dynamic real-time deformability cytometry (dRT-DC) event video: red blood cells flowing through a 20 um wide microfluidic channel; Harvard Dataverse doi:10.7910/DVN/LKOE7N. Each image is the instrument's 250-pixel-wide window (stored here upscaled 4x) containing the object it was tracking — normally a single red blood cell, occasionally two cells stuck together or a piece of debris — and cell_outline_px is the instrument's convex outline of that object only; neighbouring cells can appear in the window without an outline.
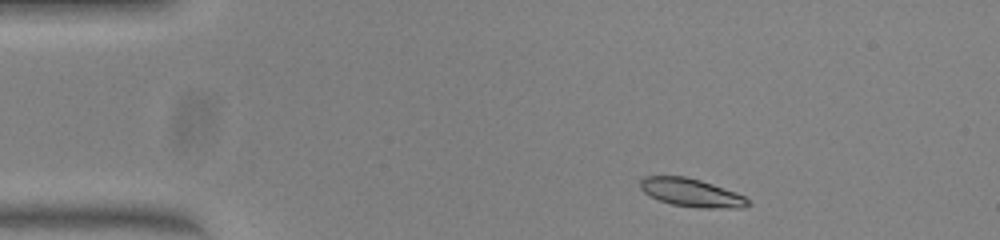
{"species": "common noctule bat (a hibernating species)", "species_latin": "Nyctalus noctula", "temperature_condition": "warm", "stored_images_in_passage": 46, "camera_frame_rate_fps": 3000, "um_per_image_px": 0.085, "animal": {"sex": "female", "body_mass_g": 23.0, "forearm_length_mm": 53.4}, "frame": {"image": 1, "passage_image": 3, "time_ms": 0.667, "image_size_px": [1000, 240], "cell_outline_px": [[752, 204], [740, 208], [704, 208], [672, 204], [648, 196], [640, 188], [640, 180], [644, 176], [684, 176], [700, 180], [736, 192], [744, 196]], "centroid_in_image_um": [58.76, 16.37], "position_along_channel_um": 26.2, "area_um2": 17.63}}
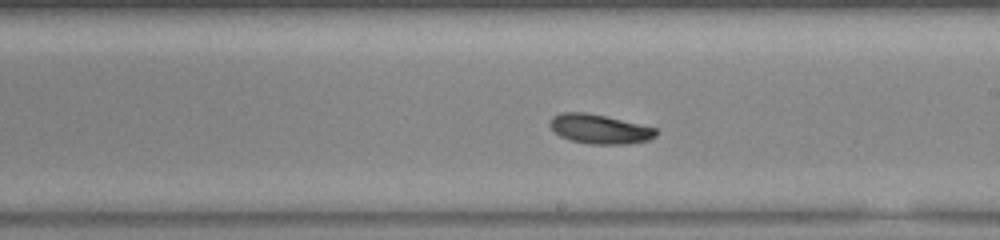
{"frame": {"image": 2, "passage_image": 24, "time_ms": 7.667, "image_size_px": [1000, 240], "cell_outline_px": [[656, 136], [648, 140], [628, 144], [588, 144], [572, 140], [560, 136], [548, 124], [552, 116], [560, 112], [588, 112], [656, 128]], "centroid_in_image_um": [50.93, 10.96], "position_along_channel_um": 238.1, "area_um2": 18.09}}
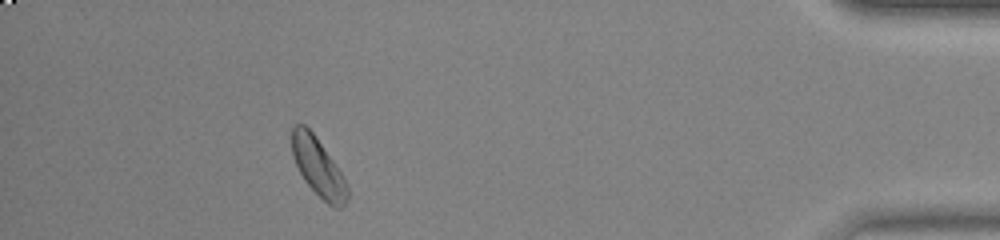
{"frame": {"image": 3, "passage_image": 41, "time_ms": 13.333, "image_size_px": [1000, 240], "cell_outline_px": [[348, 200], [340, 208], [336, 208], [328, 204], [304, 180], [292, 156], [292, 128], [296, 124], [304, 124], [312, 132], [344, 176], [348, 184]], "centroid_in_image_um": [27.06, 14.22], "position_along_channel_um": 408.1, "area_um2": 18.55}, "authors_computed_cell_mechanics": {"area_um2": 18.2648, "velocity_mm_per_s": 3.9964, "shape_relaxation_time_tau1_ms": 11.1657, "shape_relaxation_time_tau2_ms": null, "deformation_change_tau1": 0.3116, "deformation_change_tau2": null}}